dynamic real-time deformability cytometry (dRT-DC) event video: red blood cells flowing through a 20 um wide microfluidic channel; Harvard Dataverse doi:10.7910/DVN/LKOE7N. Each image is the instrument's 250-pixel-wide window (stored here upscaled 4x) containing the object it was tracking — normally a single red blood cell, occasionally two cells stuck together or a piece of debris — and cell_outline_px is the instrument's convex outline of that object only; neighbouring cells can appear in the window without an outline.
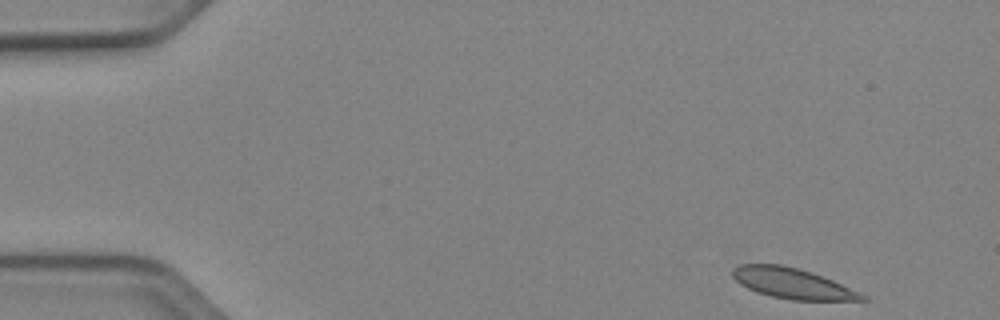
{"species": "Egyptian fruit bat (a non-hibernating species)", "species_latin": "Rousettus aegyptiacus", "temperature_condition": "cold", "stored_images_in_passage": 49, "camera_frame_rate_fps": 3000, "um_per_image_px": 0.085, "animal": {"sex": "female"}, "frame": {"image": 1, "passage_image": 1, "time_ms": 0.0, "image_size_px": [1000, 320], "cell_outline_px": [[868, 300], [792, 300], [772, 296], [756, 292], [740, 284], [732, 276], [732, 268], [740, 264], [780, 264], [812, 272], [832, 280], [868, 296]], "centroid_in_image_um": [67.33, 24.08], "position_along_channel_um": 17.7, "area_um2": 22.83}}
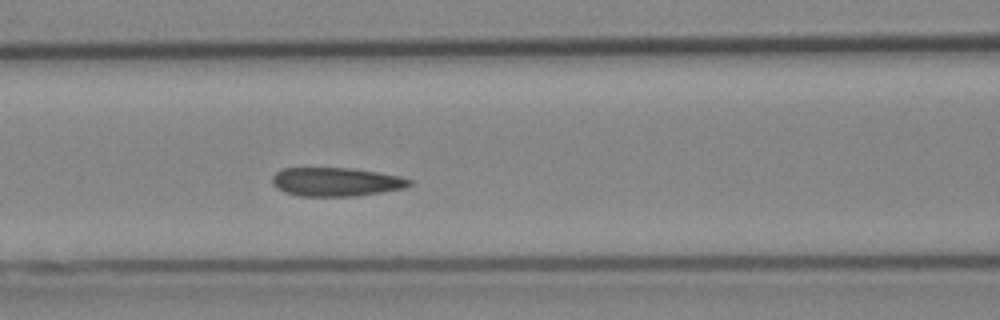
{"frame": {"image": 2, "passage_image": 19, "time_ms": 6.0, "image_size_px": [1000, 320], "cell_outline_px": [[412, 184], [404, 188], [356, 196], [300, 196], [284, 192], [276, 188], [272, 184], [272, 176], [280, 168], [352, 168], [380, 172], [400, 176], [412, 180]], "centroid_in_image_um": [28.54, 15.45], "position_along_channel_um": 138.1, "area_um2": 23.12}}
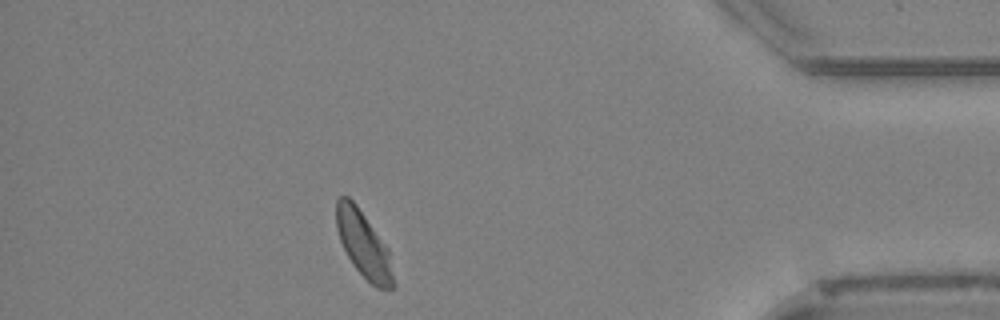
{"frame": {"image": 3, "passage_image": 43, "time_ms": 14.0, "image_size_px": [1000, 320], "cell_outline_px": [[396, 284], [392, 288], [376, 288], [352, 264], [340, 240], [336, 228], [336, 200], [340, 196], [348, 196], [356, 204], [388, 248]], "centroid_in_image_um": [30.91, 20.78], "position_along_channel_um": 404.3, "area_um2": 21.79}, "authors_computed_cell_mechanics": {"area_um2": 23.0622, "velocity_mm_per_s": 3.8434, "shape_relaxation_time_tau1_ms": 9.4898, "shape_relaxation_time_tau2_ms": 1.5928, "deformation_change_tau1": 0.1483, "deformation_change_tau2": 0.0433}}